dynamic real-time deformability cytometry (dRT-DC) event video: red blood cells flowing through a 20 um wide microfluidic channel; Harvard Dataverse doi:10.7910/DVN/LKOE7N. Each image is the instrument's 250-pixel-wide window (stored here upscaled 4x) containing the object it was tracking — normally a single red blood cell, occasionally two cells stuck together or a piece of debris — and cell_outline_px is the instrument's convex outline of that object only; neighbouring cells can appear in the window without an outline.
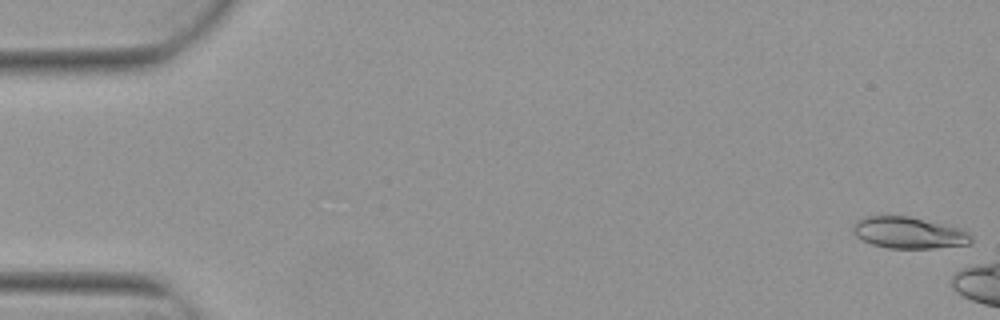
{"species": "Egyptian fruit bat (a non-hibernating species)", "species_latin": "Rousettus aegyptiacus", "temperature_condition": "warm", "stored_images_in_passage": 3, "camera_frame_rate_fps": 3000, "um_per_image_px": 0.085, "animal": {"sex": "female"}, "frame": {"image": 1, "passage_image": 1, "time_ms": 0.0, "image_size_px": [1000, 320], "cell_outline_px": [[972, 240], [968, 244], [932, 248], [888, 248], [872, 244], [860, 240], [852, 232], [852, 228], [856, 220], [868, 216], [908, 216], [948, 224], [964, 228], [972, 236]], "centroid_in_image_um": [77.25, 19.77], "position_along_channel_um": 7.7, "area_um2": 21.96}}